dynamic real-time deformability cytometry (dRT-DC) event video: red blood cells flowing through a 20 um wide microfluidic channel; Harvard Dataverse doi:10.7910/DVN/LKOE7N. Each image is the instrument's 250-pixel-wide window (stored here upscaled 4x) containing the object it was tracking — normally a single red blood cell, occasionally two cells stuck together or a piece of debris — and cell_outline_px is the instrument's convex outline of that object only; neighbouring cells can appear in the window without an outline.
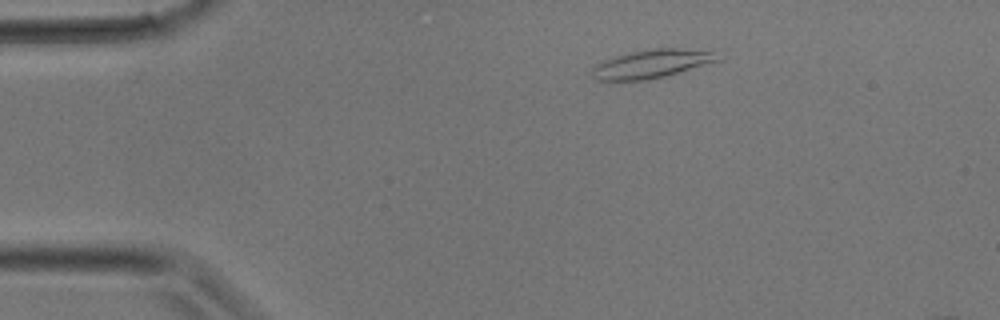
{"species": "common noctule bat (a hibernating species)", "species_latin": "Nyctalus noctula", "temperature_condition": "room temperature", "stored_images_in_passage": 27, "camera_frame_rate_fps": 3000, "um_per_image_px": 0.085, "animal": {"sex": "male", "body_mass_g": 17.9}, "frame": {"image": 1, "passage_image": 1, "time_ms": 0.0, "image_size_px": [1000, 320], "cell_outline_px": [[720, 60], [680, 72], [648, 80], [596, 80], [592, 76], [592, 68], [596, 64], [604, 60], [616, 56], [632, 52], [656, 48], [680, 48], [712, 52]], "centroid_in_image_um": [55.34, 5.43], "position_along_channel_um": 29.7, "area_um2": 20.4}}
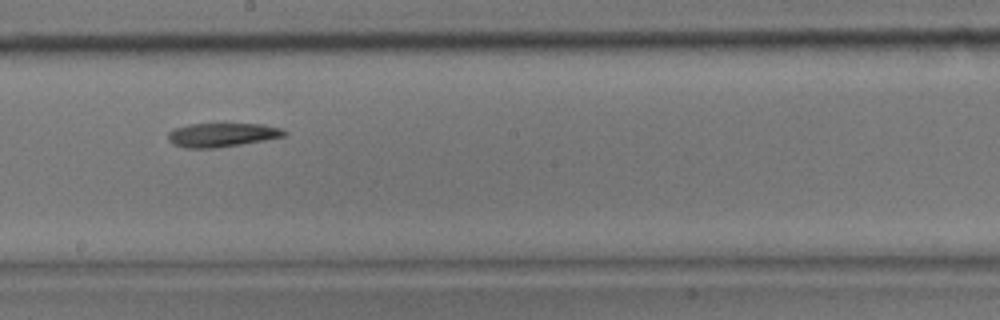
{"frame": {"image": 2, "passage_image": 13, "time_ms": 4.0, "image_size_px": [1000, 320], "cell_outline_px": [[288, 132], [284, 136], [264, 140], [216, 148], [184, 148], [172, 144], [168, 140], [168, 132], [172, 128], [188, 124], [264, 124], [280, 128]], "centroid_in_image_um": [18.81, 11.46], "position_along_channel_um": 229.4, "area_um2": 16.24}}
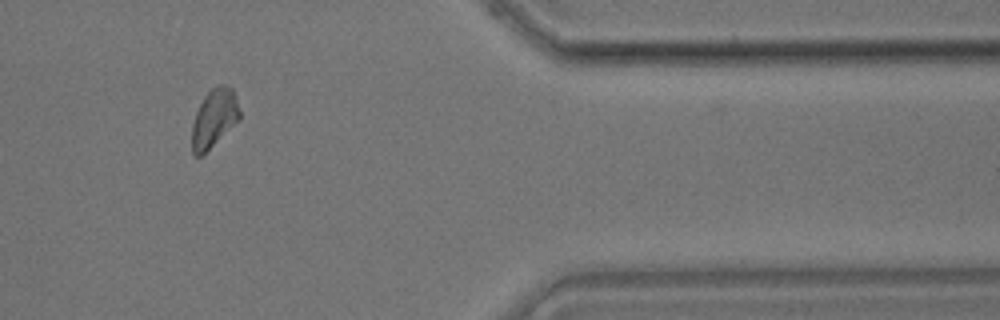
{"frame": {"image": 3, "passage_image": 22, "time_ms": 7.0, "image_size_px": [1000, 320], "cell_outline_px": [[240, 116], [200, 156], [196, 156], [192, 152], [192, 124], [196, 112], [204, 96], [216, 84], [224, 84], [232, 88], [240, 112]], "centroid_in_image_um": [18.16, 9.98], "position_along_channel_um": 393.2, "area_um2": 15.43}}